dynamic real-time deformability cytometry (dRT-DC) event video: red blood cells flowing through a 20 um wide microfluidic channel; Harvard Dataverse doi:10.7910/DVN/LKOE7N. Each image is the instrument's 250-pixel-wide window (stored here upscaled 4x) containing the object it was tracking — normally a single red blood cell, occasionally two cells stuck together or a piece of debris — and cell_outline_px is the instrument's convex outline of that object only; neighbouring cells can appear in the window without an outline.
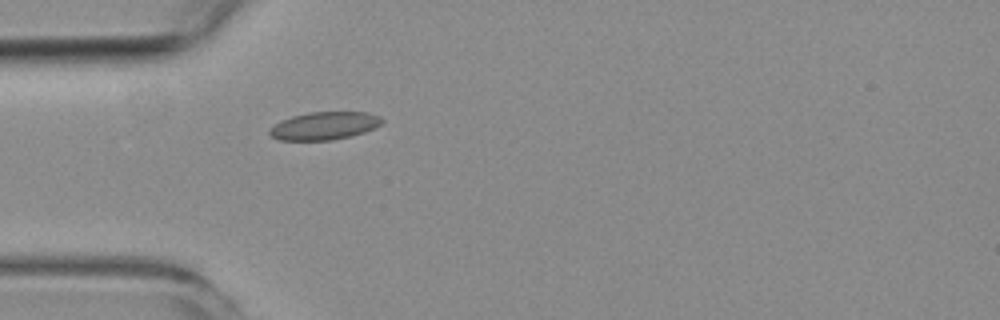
{"species": "common noctule bat (a hibernating species)", "species_latin": "Nyctalus noctula", "temperature_condition": "room temperature", "stored_images_in_passage": 5, "camera_frame_rate_fps": 3000, "um_per_image_px": 0.085, "animal": {"sex": "female", "body_mass_g": 19.3, "forearm_length_mm": 54.1}, "frame": {"image": 1, "passage_image": 5, "time_ms": 5.667, "image_size_px": [1000, 320], "cell_outline_px": [[384, 120], [376, 128], [364, 132], [332, 140], [280, 140], [272, 136], [268, 132], [268, 128], [280, 120], [292, 116], [308, 112], [368, 112], [380, 116]], "centroid_in_image_um": [27.55, 10.68], "position_along_channel_um": 57.4, "area_um2": 18.32}}